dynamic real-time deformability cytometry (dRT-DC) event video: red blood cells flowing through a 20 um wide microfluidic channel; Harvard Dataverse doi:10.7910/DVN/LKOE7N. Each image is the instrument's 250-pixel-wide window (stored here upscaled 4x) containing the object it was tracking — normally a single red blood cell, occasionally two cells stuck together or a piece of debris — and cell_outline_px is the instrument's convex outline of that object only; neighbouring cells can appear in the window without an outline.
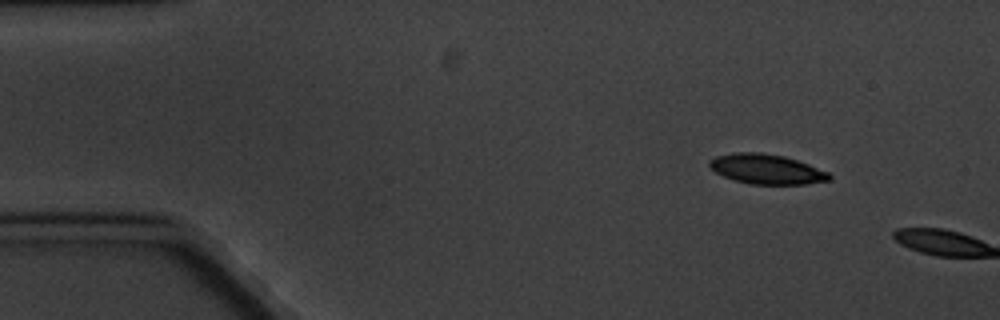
{"species": "common noctule bat (a hibernating species)", "species_latin": "Nyctalus noctula", "temperature_condition": "cold", "stored_images_in_passage": 2, "camera_frame_rate_fps": 3000, "um_per_image_px": 0.085, "animal": {"sex": "male", "body_mass_g": 20.1, "forearm_length_mm": 53.5}, "frame": {"image": 1, "passage_image": 1, "time_ms": 0.0, "image_size_px": [1000, 320], "cell_outline_px": [[832, 180], [804, 184], [752, 184], [736, 180], [724, 176], [716, 172], [708, 164], [708, 160], [716, 156], [736, 152], [760, 152], [784, 156], [808, 164], [828, 172], [832, 176]], "centroid_in_image_um": [65.17, 14.37], "position_along_channel_um": 19.8, "area_um2": 20.69}}